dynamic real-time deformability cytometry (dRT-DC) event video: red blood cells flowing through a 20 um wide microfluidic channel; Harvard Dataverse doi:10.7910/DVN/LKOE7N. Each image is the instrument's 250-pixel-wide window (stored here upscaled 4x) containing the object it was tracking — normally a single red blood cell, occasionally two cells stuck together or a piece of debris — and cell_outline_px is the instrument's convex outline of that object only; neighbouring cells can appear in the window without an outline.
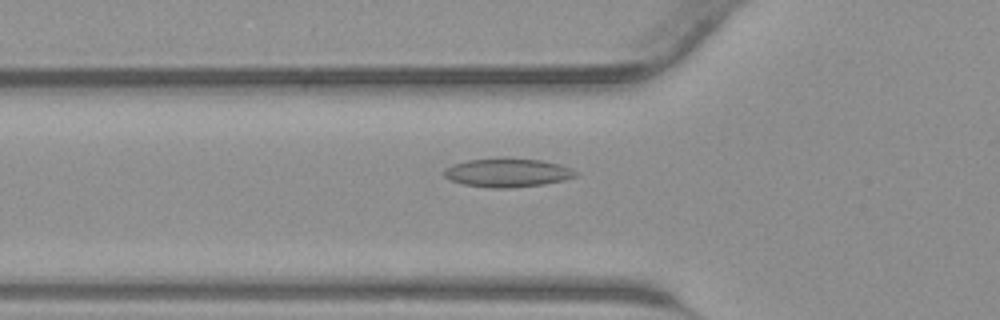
{"species": "common noctule bat (a hibernating species)", "species_latin": "Nyctalus noctula", "temperature_condition": "warm", "stored_images_in_passage": 36, "camera_frame_rate_fps": 3000, "um_per_image_px": 0.085, "animal": {"sex": "male", "body_mass_g": 23.1, "forearm_length_mm": 52.7}, "frame": {"image": 1, "passage_image": 11, "time_ms": 3.333, "image_size_px": [1000, 320], "cell_outline_px": [[580, 172], [576, 176], [564, 180], [544, 184], [512, 188], [492, 188], [464, 184], [452, 180], [444, 176], [440, 172], [444, 168], [452, 164], [468, 160], [500, 156], [504, 156], [540, 160], [560, 164], [572, 168]], "centroid_in_image_um": [43.13, 14.65], "position_along_channel_um": 82.7, "area_um2": 22.66}}
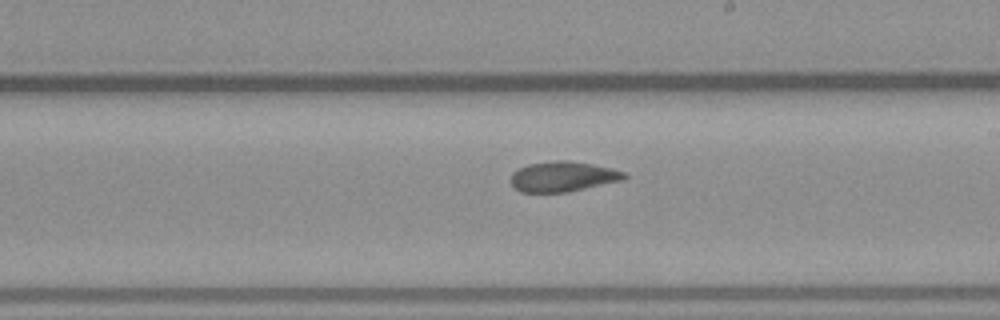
{"frame": {"image": 2, "passage_image": 21, "time_ms": 6.667, "image_size_px": [1000, 320], "cell_outline_px": [[628, 176], [624, 180], [568, 192], [520, 192], [512, 184], [512, 172], [528, 164], [556, 160], [568, 160], [592, 164], [612, 168], [624, 172]], "centroid_in_image_um": [47.88, 15.0], "position_along_channel_um": 241.1, "area_um2": 19.94}}
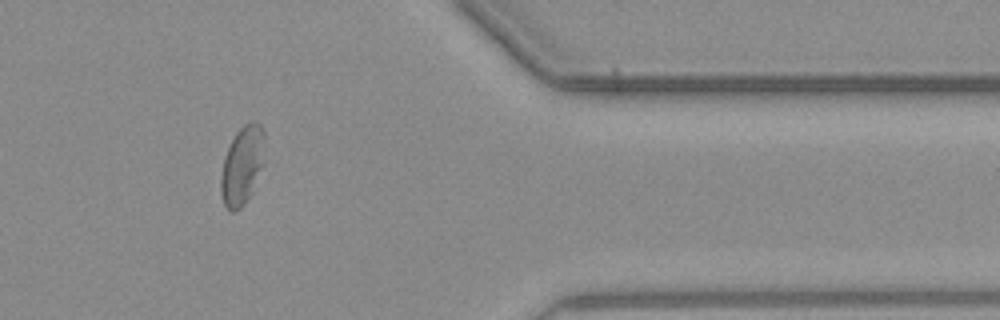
{"frame": {"image": 3, "passage_image": 32, "time_ms": 10.333, "image_size_px": [1000, 320], "cell_outline_px": [[264, 164], [252, 192], [244, 204], [240, 208], [232, 212], [228, 212], [224, 204], [220, 192], [220, 176], [224, 156], [236, 132], [244, 124], [252, 120], [256, 120], [260, 124], [264, 132]], "centroid_in_image_um": [20.59, 14.06], "position_along_channel_um": 390.8, "area_um2": 20.4}}